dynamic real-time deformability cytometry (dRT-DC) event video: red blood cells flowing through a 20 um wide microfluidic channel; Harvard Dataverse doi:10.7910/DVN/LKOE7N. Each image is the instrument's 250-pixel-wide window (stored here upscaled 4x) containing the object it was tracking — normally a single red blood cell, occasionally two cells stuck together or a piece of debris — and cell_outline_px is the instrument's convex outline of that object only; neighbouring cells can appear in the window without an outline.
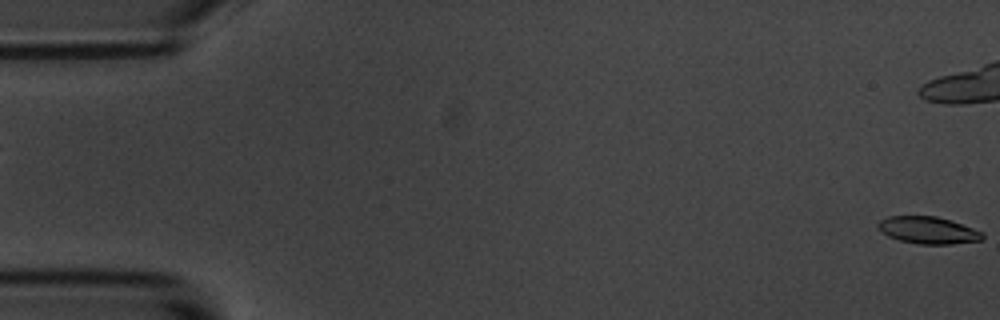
{"species": "common noctule bat (a hibernating species)", "species_latin": "Nyctalus noctula", "temperature_condition": "room temperature", "stored_images_in_passage": 59, "camera_frame_rate_fps": 3000, "um_per_image_px": 0.085, "animal": {"sex": "male", "body_mass_g": 20.1, "forearm_length_mm": 53.5}, "frame": {"image": 1, "passage_image": 1, "time_ms": 0.0, "image_size_px": [1000, 320], "cell_outline_px": [[984, 236], [980, 240], [952, 244], [916, 244], [900, 240], [888, 236], [876, 224], [880, 220], [888, 216], [936, 216], [984, 232]], "centroid_in_image_um": [78.88, 19.57], "position_along_channel_um": 6.1, "area_um2": 16.24}, "authors_computed_cell_mechanics": {"area_um2": 18.207, "velocity_mm_per_s": 3.5307, "shape_relaxation_time_tau1_ms": 3.1765, "shape_relaxation_time_tau2_ms": 4.689, "deformation_change_tau1": 0.1322, "deformation_change_tau2": 0.1016}}